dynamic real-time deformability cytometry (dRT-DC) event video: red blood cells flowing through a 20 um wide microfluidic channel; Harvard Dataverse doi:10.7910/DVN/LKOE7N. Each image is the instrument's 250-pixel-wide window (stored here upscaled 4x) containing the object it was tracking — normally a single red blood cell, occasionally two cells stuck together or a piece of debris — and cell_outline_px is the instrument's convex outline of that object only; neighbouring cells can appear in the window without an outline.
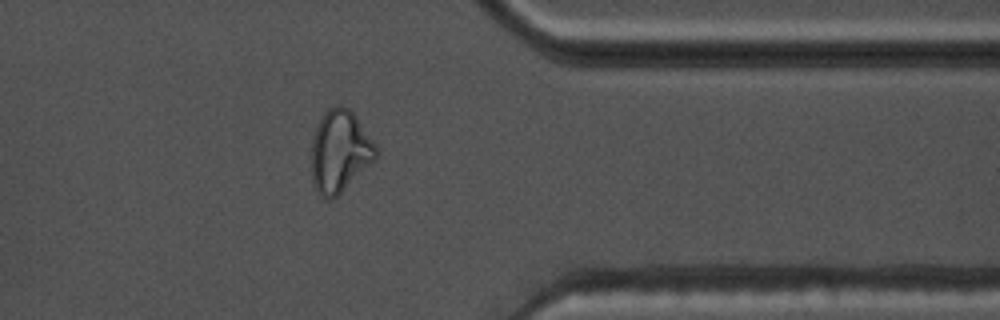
{"species": "common noctule bat (a hibernating species)", "species_latin": "Nyctalus noctula", "temperature_condition": "warm", "stored_images_in_passage": 32, "camera_frame_rate_fps": 3000, "um_per_image_px": 0.085, "animal": {"sex": "male", "body_mass_g": 17.5, "forearm_length_mm": 52.3}, "frame": {"image": 1, "passage_image": 28, "time_ms": 9.0, "image_size_px": [1000, 320], "cell_outline_px": [[380, 152], [376, 160], [332, 200], [324, 200], [320, 196], [312, 184], [312, 136], [324, 112], [328, 108], [336, 104], [340, 104], [348, 108], [356, 116], [376, 144]], "centroid_in_image_um": [28.9, 12.87], "position_along_channel_um": 382.5, "area_um2": 31.27}, "authors_computed_cell_mechanics": {"area_um2": 22.0507, "velocity_mm_per_s": 3.7074, "shape_relaxation_time_tau1_ms": null, "shape_relaxation_time_tau2_ms": 1.0244, "deformation_change_tau1": null, "deformation_change_tau2": 0.0847}}